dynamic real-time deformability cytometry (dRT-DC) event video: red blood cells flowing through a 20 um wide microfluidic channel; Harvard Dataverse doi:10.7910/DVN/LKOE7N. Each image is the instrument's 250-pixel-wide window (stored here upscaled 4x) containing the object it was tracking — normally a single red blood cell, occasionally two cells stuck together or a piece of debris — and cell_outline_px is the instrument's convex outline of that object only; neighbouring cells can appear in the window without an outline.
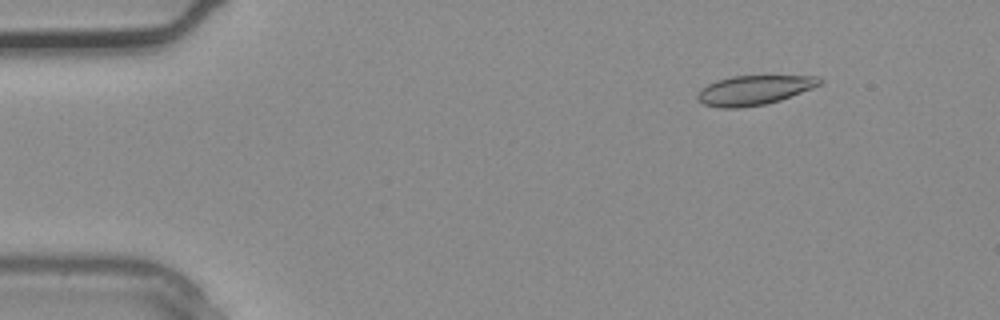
{"species": "common noctule bat (a hibernating species)", "species_latin": "Nyctalus noctula", "temperature_condition": "warm", "stored_images_in_passage": 3, "camera_frame_rate_fps": 3000, "um_per_image_px": 0.085, "animal": {"sex": "male", "body_mass_g": 20.4}, "frame": {"image": 1, "passage_image": 2, "time_ms": 0.333, "image_size_px": [1000, 320], "cell_outline_px": [[824, 80], [820, 84], [812, 88], [780, 100], [764, 104], [740, 108], [720, 108], [704, 104], [696, 100], [696, 92], [700, 88], [716, 80], [732, 76], [816, 76]], "centroid_in_image_um": [64.03, 7.66], "position_along_channel_um": 21.0, "area_um2": 21.04}}